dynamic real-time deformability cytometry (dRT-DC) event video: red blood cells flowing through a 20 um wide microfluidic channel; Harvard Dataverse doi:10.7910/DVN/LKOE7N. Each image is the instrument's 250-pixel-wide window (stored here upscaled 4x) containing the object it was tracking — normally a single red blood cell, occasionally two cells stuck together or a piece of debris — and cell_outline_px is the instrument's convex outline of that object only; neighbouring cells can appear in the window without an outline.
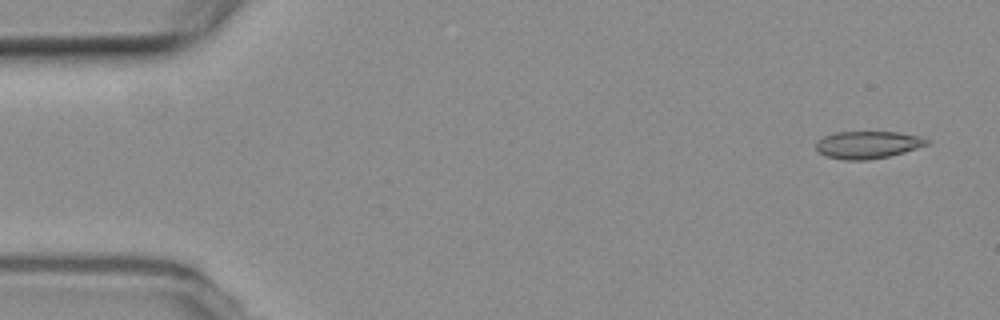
{"species": "common noctule bat (a hibernating species)", "species_latin": "Nyctalus noctula", "temperature_condition": "room temperature", "stored_images_in_passage": 5, "segment_of_instrument_passage": [1, 2], "camera_frame_rate_fps": 3000, "um_per_image_px": 0.085, "animal": {"sex": "female", "body_mass_g": 19.3, "forearm_length_mm": 54.1}, "frame": {"image": 1, "passage_image": 1, "time_ms": 0.0, "image_size_px": [1000, 320], "cell_outline_px": [[932, 140], [928, 144], [904, 152], [888, 156], [868, 160], [844, 160], [828, 156], [820, 152], [816, 148], [816, 144], [824, 136], [836, 132], [900, 132], [924, 136]], "centroid_in_image_um": [73.84, 12.29], "position_along_channel_um": 11.2, "area_um2": 17.69}}
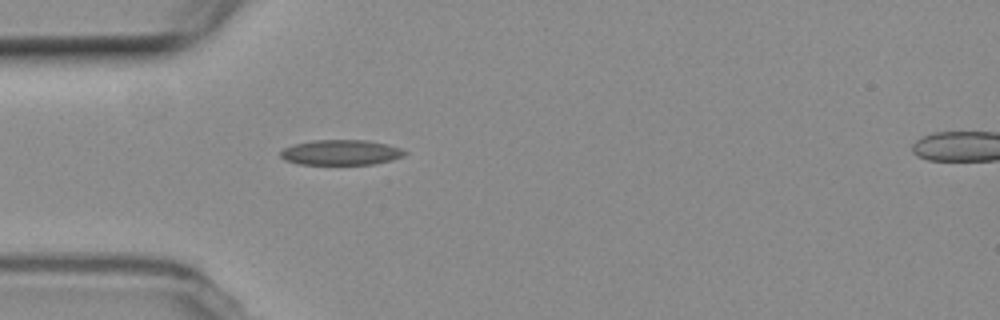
{"frame": {"image": 2, "passage_image": 4, "time_ms": 4.667, "image_size_px": [1000, 320], "cell_outline_px": [[408, 152], [404, 156], [392, 160], [376, 164], [300, 164], [284, 160], [280, 156], [280, 152], [284, 148], [292, 144], [312, 140], [368, 140], [400, 148]], "centroid_in_image_um": [28.97, 12.96], "position_along_channel_um": 56.0, "area_um2": 18.32}}